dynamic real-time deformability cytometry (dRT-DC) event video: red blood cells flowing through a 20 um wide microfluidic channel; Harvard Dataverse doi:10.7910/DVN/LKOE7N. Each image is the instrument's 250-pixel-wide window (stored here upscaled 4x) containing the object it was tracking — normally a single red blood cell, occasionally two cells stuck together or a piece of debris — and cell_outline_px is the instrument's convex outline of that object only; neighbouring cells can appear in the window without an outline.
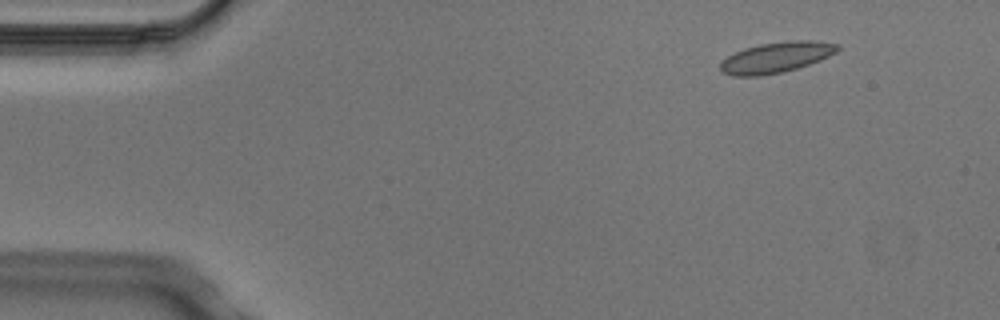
{"species": "Egyptian fruit bat (a non-hibernating species)", "species_latin": "Rousettus aegyptiacus", "temperature_condition": "cold", "stored_images_in_passage": 6, "camera_frame_rate_fps": 3000, "um_per_image_px": 0.085, "animal": {"sex": "male"}, "frame": {"image": 1, "passage_image": 2, "time_ms": 0.333, "image_size_px": [1000, 320], "cell_outline_px": [[840, 48], [836, 52], [820, 60], [784, 72], [760, 76], [732, 76], [720, 72], [720, 60], [744, 48], [760, 44], [788, 40], [812, 40], [840, 44]], "centroid_in_image_um": [65.95, 4.88], "position_along_channel_um": 19.0, "area_um2": 21.1}}
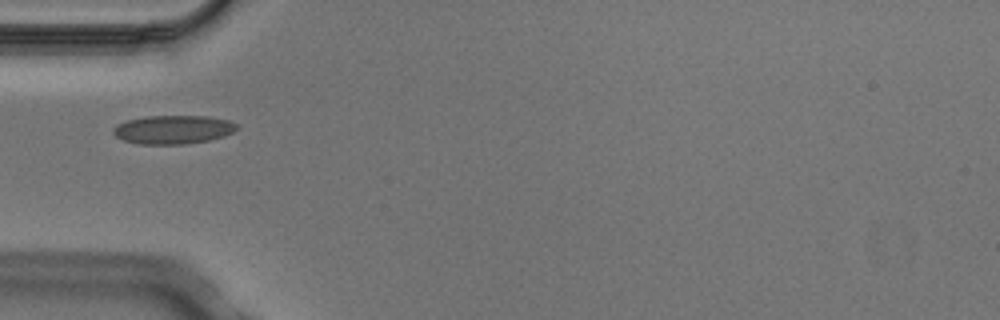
{"frame": {"image": 2, "passage_image": 5, "time_ms": 1.333, "image_size_px": [1000, 320], "cell_outline_px": [[236, 128], [232, 132], [224, 136], [208, 140], [184, 144], [140, 144], [124, 140], [116, 136], [112, 132], [112, 128], [116, 124], [128, 120], [144, 116], [208, 116], [228, 120], [236, 124]], "centroid_in_image_um": [14.68, 11.01], "position_along_channel_um": 70.3, "area_um2": 20.52}}
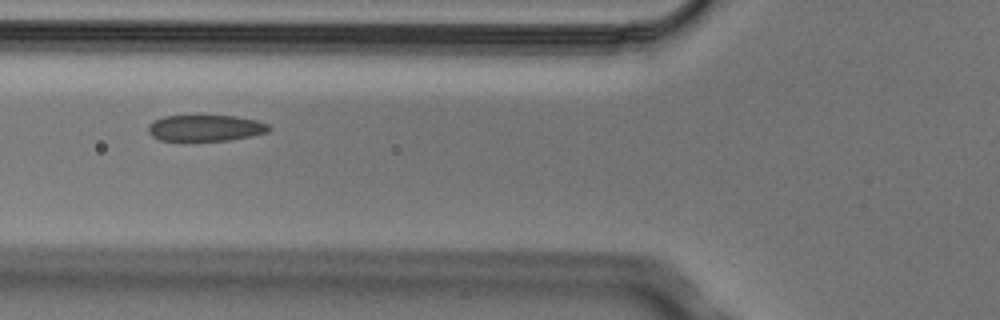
{"frame": {"image": 3, "passage_image": 6, "time_ms": 1.667, "image_size_px": [1000, 320], "cell_outline_px": [[272, 128], [268, 132], [252, 136], [232, 140], [160, 140], [152, 136], [148, 132], [148, 124], [152, 120], [164, 116], [236, 116], [256, 120], [268, 124]], "centroid_in_image_um": [17.47, 10.88], "position_along_channel_um": 108.3, "area_um2": 18.5}}